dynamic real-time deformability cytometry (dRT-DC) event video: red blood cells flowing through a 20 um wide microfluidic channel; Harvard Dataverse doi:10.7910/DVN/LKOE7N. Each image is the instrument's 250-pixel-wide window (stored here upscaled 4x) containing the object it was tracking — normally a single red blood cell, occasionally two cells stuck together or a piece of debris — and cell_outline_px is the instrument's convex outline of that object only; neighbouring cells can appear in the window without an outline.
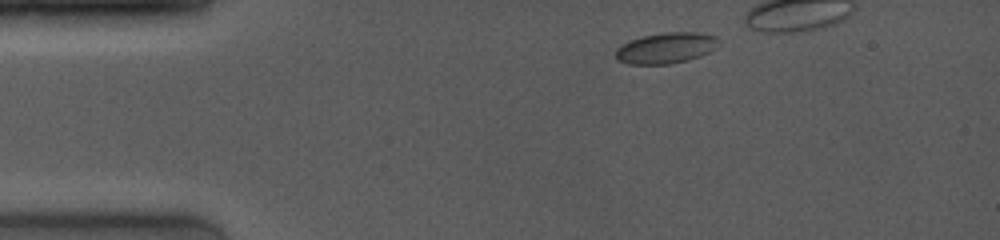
{"species": "common noctule bat (a hibernating species)", "species_latin": "Nyctalus noctula", "temperature_condition": "room temperature", "stored_images_in_passage": 7, "camera_frame_rate_fps": 4000, "um_per_image_px": 0.085, "animal": {"sex": "female", "body_mass_g": 19.0, "forearm_length_mm": 53.3}, "frame": {"image": 1, "passage_image": 1, "time_ms": 0.0, "image_size_px": [1000, 240], "cell_outline_px": [[720, 44], [716, 48], [700, 56], [688, 60], [668, 64], [628, 64], [616, 60], [616, 48], [620, 44], [628, 40], [644, 36], [664, 32], [700, 32], [716, 36], [720, 40]], "centroid_in_image_um": [56.61, 4.07], "position_along_channel_um": 28.4, "area_um2": 18.79}}
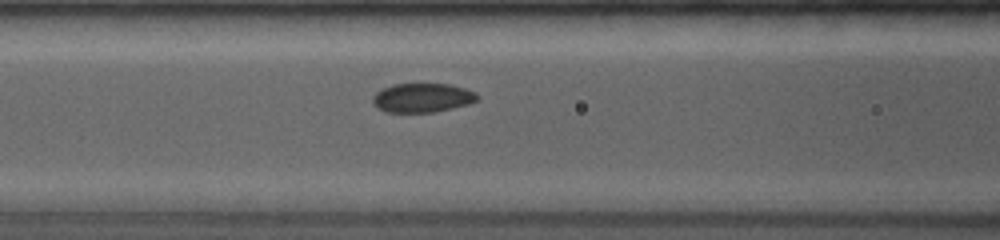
{"frame": {"image": 2, "passage_image": 6, "time_ms": 4.0, "image_size_px": [1000, 240], "cell_outline_px": [[480, 100], [468, 104], [436, 112], [384, 112], [376, 108], [372, 104], [372, 96], [376, 92], [392, 84], [448, 84], [464, 88], [476, 92], [480, 96]], "centroid_in_image_um": [35.9, 8.32], "position_along_channel_um": 130.7, "area_um2": 17.98}}